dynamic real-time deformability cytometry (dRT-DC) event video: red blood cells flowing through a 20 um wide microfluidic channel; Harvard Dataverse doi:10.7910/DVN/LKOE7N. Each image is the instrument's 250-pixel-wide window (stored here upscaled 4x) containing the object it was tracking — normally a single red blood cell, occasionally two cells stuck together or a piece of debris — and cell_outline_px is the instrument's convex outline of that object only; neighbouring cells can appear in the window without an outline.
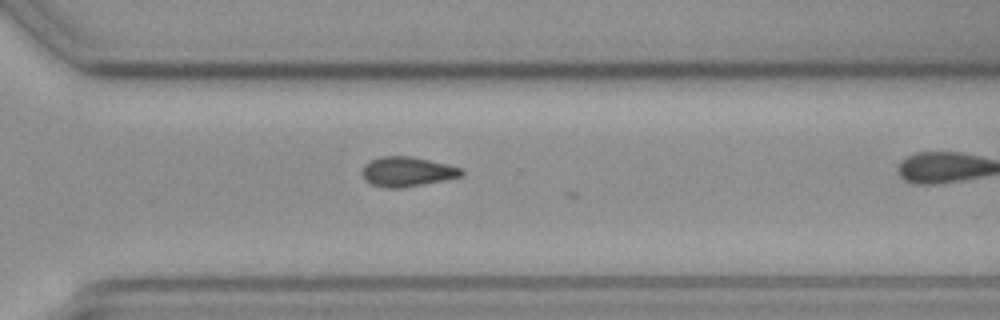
{"species": "common noctule bat (a hibernating species)", "species_latin": "Nyctalus noctula", "temperature_condition": "cold", "stored_images_in_passage": 33, "camera_frame_rate_fps": 3000, "um_per_image_px": 0.085, "animal": {"sex": "female", "body_mass_g": 19.3, "forearm_length_mm": 54.1}, "frame": {"image": 1, "passage_image": 29, "time_ms": 9.333, "image_size_px": [1000, 320], "cell_outline_px": [[464, 176], [400, 188], [384, 188], [368, 184], [364, 180], [360, 172], [364, 164], [380, 156], [412, 156], [460, 168], [464, 172]], "centroid_in_image_um": [34.52, 14.6], "position_along_channel_um": 336.1, "area_um2": 17.22}}